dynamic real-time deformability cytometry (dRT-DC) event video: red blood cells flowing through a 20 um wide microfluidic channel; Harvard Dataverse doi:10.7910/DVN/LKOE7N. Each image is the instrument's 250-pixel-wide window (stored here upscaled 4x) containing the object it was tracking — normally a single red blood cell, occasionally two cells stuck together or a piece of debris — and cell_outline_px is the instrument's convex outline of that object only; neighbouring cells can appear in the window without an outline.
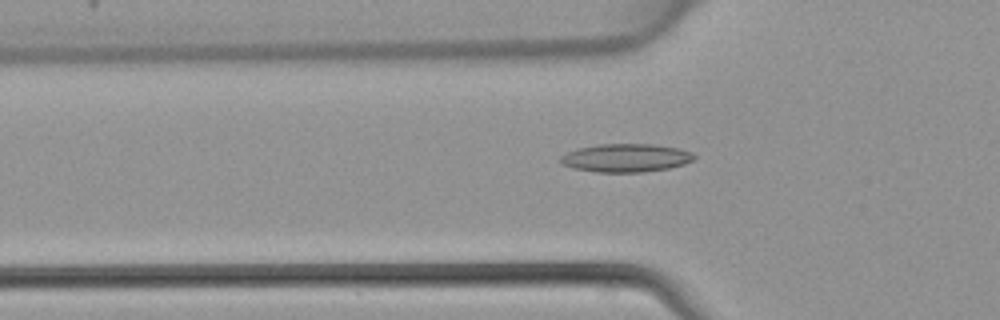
{"species": "common noctule bat (a hibernating species)", "species_latin": "Nyctalus noctula", "temperature_condition": "warm", "stored_images_in_passage": 43, "camera_frame_rate_fps": 3000, "um_per_image_px": 0.085, "animal": {"sex": "female", "body_mass_g": 22.7, "forearm_length_mm": 54.2}, "frame": {"image": 1, "passage_image": 15, "time_ms": 4.667, "image_size_px": [1000, 320], "cell_outline_px": [[696, 156], [692, 160], [684, 164], [668, 168], [644, 172], [596, 172], [572, 168], [560, 164], [560, 156], [576, 148], [600, 144], [652, 144], [676, 148], [692, 152]], "centroid_in_image_um": [53.16, 13.42], "position_along_channel_um": 72.6, "area_um2": 22.02}}
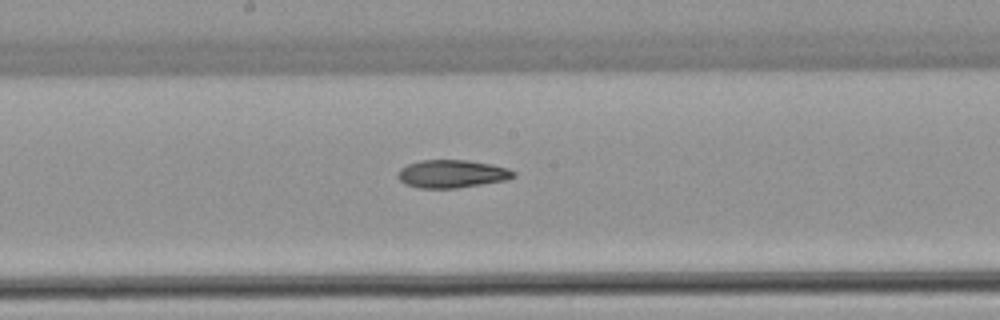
{"frame": {"image": 2, "passage_image": 24, "time_ms": 7.667, "image_size_px": [1000, 320], "cell_outline_px": [[516, 176], [508, 180], [456, 188], [420, 188], [404, 184], [396, 176], [396, 172], [400, 168], [408, 164], [420, 160], [468, 160], [492, 164], [508, 168], [516, 172]], "centroid_in_image_um": [38.41, 14.77], "position_along_channel_um": 209.8, "area_um2": 19.07}}
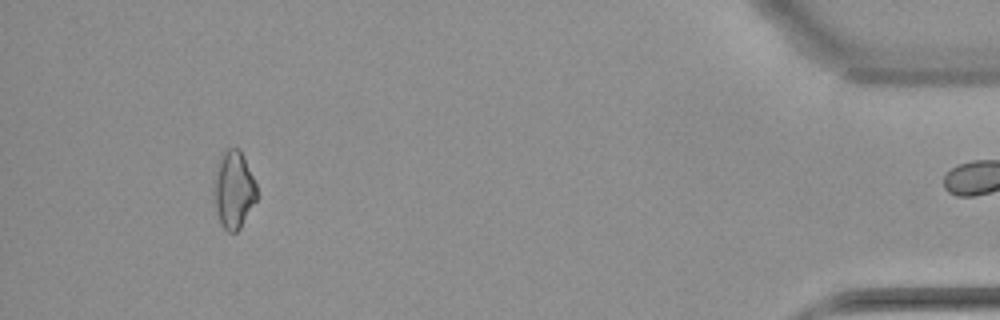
{"frame": {"image": 3, "passage_image": 42, "time_ms": 13.667, "image_size_px": [1000, 320], "cell_outline_px": [[256, 200], [240, 228], [236, 232], [228, 232], [220, 224], [212, 200], [212, 188], [216, 164], [224, 148], [240, 148], [256, 184]], "centroid_in_image_um": [19.8, 16.1], "position_along_channel_um": 415.4, "area_um2": 19.83}}